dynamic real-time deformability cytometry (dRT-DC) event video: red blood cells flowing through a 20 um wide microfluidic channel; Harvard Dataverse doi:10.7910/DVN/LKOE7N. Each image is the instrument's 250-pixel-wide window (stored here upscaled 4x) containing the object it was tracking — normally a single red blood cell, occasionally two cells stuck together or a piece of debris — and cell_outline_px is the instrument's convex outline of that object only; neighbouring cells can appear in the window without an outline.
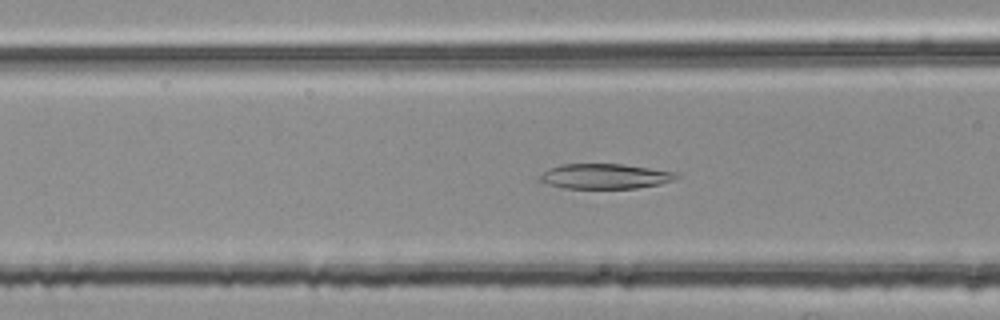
{"species": "common noctule bat (a hibernating species)", "species_latin": "Nyctalus noctula", "temperature_condition": "room temperature", "stored_images_in_passage": 41, "camera_frame_rate_fps": 3000, "um_per_image_px": 0.085, "animal": {"sex": "female", "body_mass_g": 25.1}, "frame": {"image": 1, "passage_image": 9, "time_ms": 2.667, "image_size_px": [1000, 320], "cell_outline_px": [[680, 176], [672, 180], [660, 184], [636, 188], [564, 188], [548, 184], [540, 180], [540, 176], [548, 168], [560, 164], [620, 164], [676, 172]], "centroid_in_image_um": [51.41, 14.98], "position_along_channel_um": 115.2, "area_um2": 19.71}}
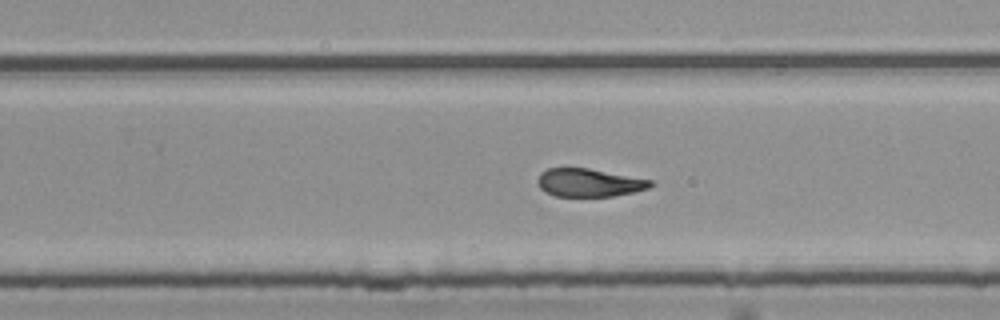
{"frame": {"image": 2, "passage_image": 22, "time_ms": 7.0, "image_size_px": [1000, 320], "cell_outline_px": [[656, 184], [648, 188], [636, 192], [612, 196], [556, 196], [544, 192], [540, 188], [536, 180], [540, 172], [548, 168], [588, 168], [652, 180]], "centroid_in_image_um": [50.07, 15.53], "position_along_channel_um": 279.7, "area_um2": 18.61}}
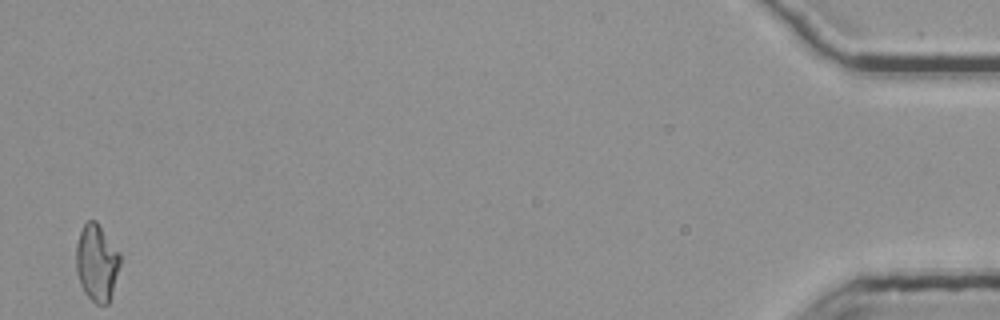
{"frame": {"image": 3, "passage_image": 41, "time_ms": 13.333, "image_size_px": [1000, 320], "cell_outline_px": [[120, 264], [112, 292], [108, 304], [96, 304], [84, 292], [80, 284], [76, 272], [76, 244], [80, 232], [84, 224], [88, 220], [96, 220], [120, 252]], "centroid_in_image_um": [8.22, 22.31], "position_along_channel_um": 427.0, "area_um2": 19.71}, "authors_computed_cell_mechanics": {"area_um2": 19.7676, "velocity_mm_per_s": 3.8033, "shape_relaxation_time_tau1_ms": 6.1231, "shape_relaxation_time_tau2_ms": 2.531, "deformation_change_tau1": 0.1985, "deformation_change_tau2": 0.1085}}